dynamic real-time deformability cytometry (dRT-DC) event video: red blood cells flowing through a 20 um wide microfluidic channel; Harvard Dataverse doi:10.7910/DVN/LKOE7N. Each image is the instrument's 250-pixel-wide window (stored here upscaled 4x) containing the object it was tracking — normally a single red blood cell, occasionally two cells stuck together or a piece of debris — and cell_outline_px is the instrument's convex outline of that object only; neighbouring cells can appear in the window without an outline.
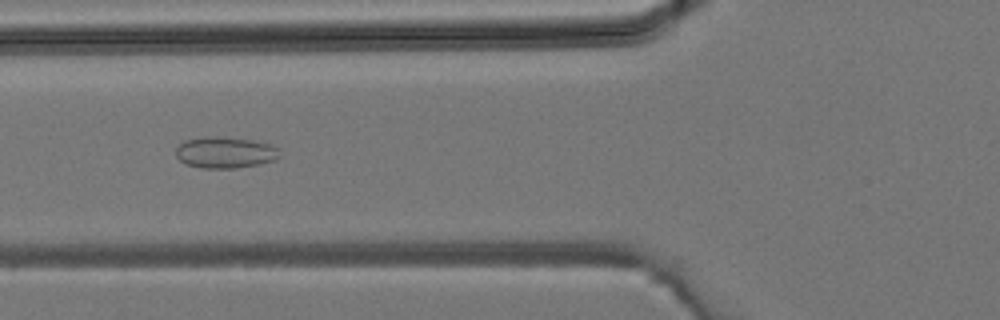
{"species": "common noctule bat (a hibernating species)", "species_latin": "Nyctalus noctula", "temperature_condition": "room temperature", "stored_images_in_passage": 28, "camera_frame_rate_fps": 3000, "um_per_image_px": 0.085, "animal": {"sex": "male", "body_mass_g": 19.2, "forearm_length_mm": 51.8}, "frame": {"image": 1, "passage_image": 9, "time_ms": 2.667, "image_size_px": [1000, 320], "cell_outline_px": [[280, 156], [276, 160], [260, 164], [236, 168], [200, 168], [184, 164], [176, 156], [176, 148], [184, 140], [204, 136], [220, 136], [252, 140], [272, 144], [276, 148]], "centroid_in_image_um": [19.12, 12.96], "position_along_channel_um": 106.7, "area_um2": 19.19}}
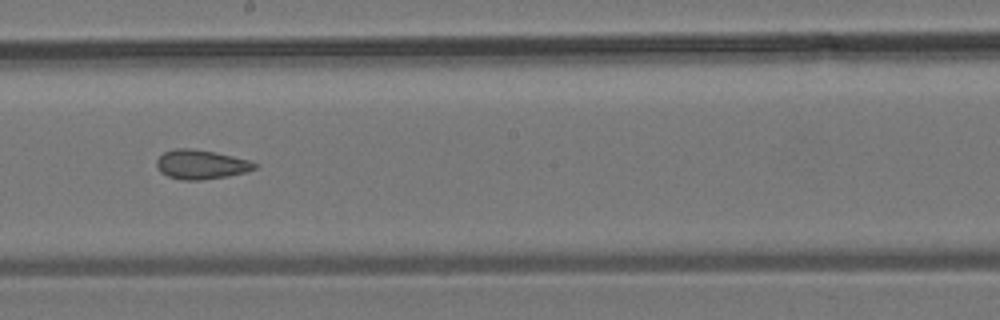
{"frame": {"image": 2, "passage_image": 16, "time_ms": 5.0, "image_size_px": [1000, 320], "cell_outline_px": [[260, 164], [256, 168], [244, 172], [228, 176], [200, 180], [180, 180], [168, 176], [160, 172], [156, 164], [156, 160], [164, 152], [176, 148], [192, 148], [216, 152], [248, 160]], "centroid_in_image_um": [17.08, 13.98], "position_along_channel_um": 231.1, "area_um2": 16.76}}
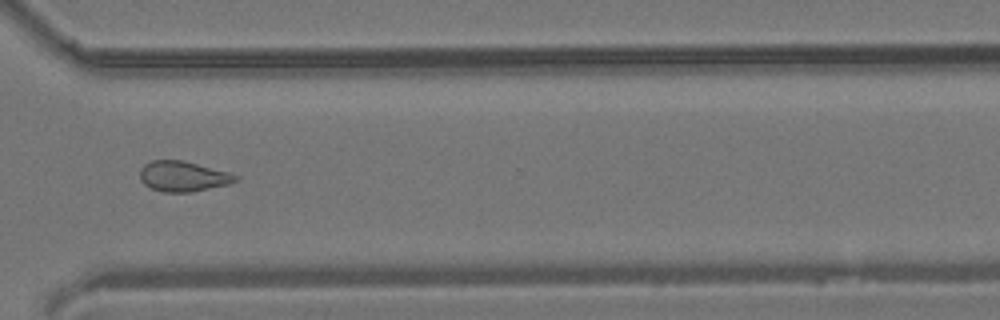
{"frame": {"image": 3, "passage_image": 23, "time_ms": 7.333, "image_size_px": [1000, 320], "cell_outline_px": [[240, 180], [228, 184], [192, 192], [164, 192], [152, 188], [144, 184], [140, 180], [140, 168], [144, 164], [152, 160], [180, 160], [228, 172], [240, 176]], "centroid_in_image_um": [15.56, 14.99], "position_along_channel_um": 355.0, "area_um2": 16.82}}